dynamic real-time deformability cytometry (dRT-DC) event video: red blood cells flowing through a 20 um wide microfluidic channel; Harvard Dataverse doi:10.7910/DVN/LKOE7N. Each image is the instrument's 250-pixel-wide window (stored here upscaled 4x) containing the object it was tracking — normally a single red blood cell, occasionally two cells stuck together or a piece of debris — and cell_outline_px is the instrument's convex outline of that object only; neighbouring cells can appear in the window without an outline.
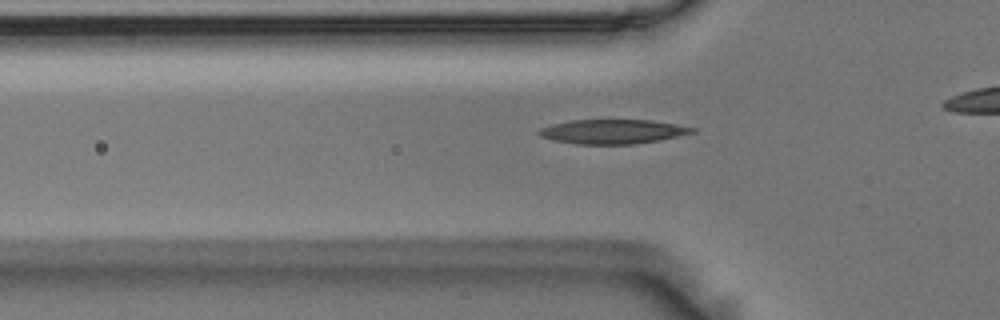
{"species": "Egyptian fruit bat (a non-hibernating species)", "species_latin": "Rousettus aegyptiacus", "temperature_condition": "room temperature", "stored_images_in_passage": 39, "camera_frame_rate_fps": 3000, "um_per_image_px": 0.085, "animal": {"sex": "male"}, "frame": {"image": 1, "passage_image": 12, "time_ms": 3.667, "image_size_px": [1000, 320], "cell_outline_px": [[696, 132], [656, 140], [632, 144], [576, 144], [552, 140], [540, 136], [536, 132], [540, 128], [552, 124], [572, 120], [652, 120], [676, 124], [696, 128]], "centroid_in_image_um": [52.04, 11.18], "position_along_channel_um": 73.8, "area_um2": 21.62}}
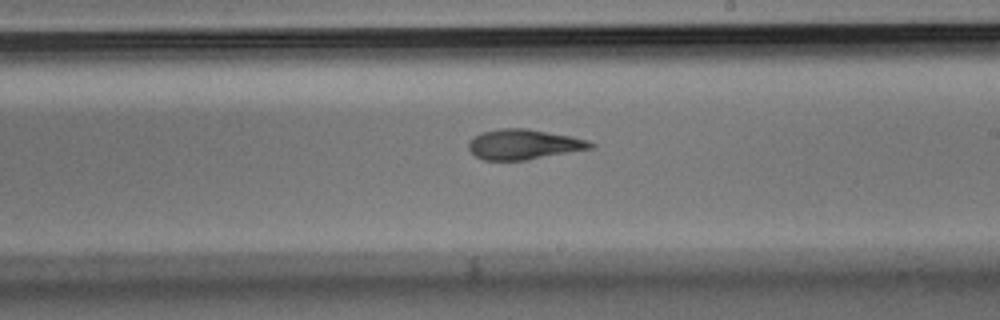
{"frame": {"image": 2, "passage_image": 26, "time_ms": 8.333, "image_size_px": [1000, 320], "cell_outline_px": [[596, 144], [592, 148], [524, 160], [484, 160], [476, 156], [468, 148], [468, 140], [484, 132], [500, 128], [524, 128], [572, 136], [588, 140]], "centroid_in_image_um": [44.51, 12.27], "position_along_channel_um": 244.5, "area_um2": 21.15}}
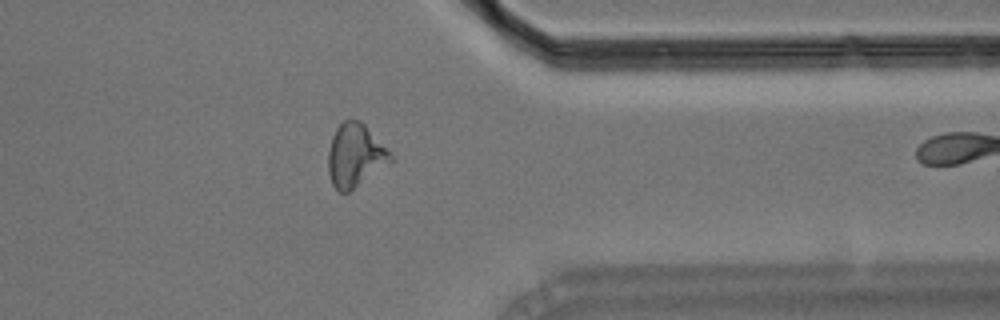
{"frame": {"image": 3, "passage_image": 38, "time_ms": 12.333, "image_size_px": [1000, 320], "cell_outline_px": [[392, 160], [348, 192], [340, 192], [332, 184], [328, 172], [328, 152], [332, 136], [336, 128], [344, 120], [360, 120], [364, 124], [392, 156]], "centroid_in_image_um": [30.13, 13.2], "position_along_channel_um": 381.3, "area_um2": 22.2}}